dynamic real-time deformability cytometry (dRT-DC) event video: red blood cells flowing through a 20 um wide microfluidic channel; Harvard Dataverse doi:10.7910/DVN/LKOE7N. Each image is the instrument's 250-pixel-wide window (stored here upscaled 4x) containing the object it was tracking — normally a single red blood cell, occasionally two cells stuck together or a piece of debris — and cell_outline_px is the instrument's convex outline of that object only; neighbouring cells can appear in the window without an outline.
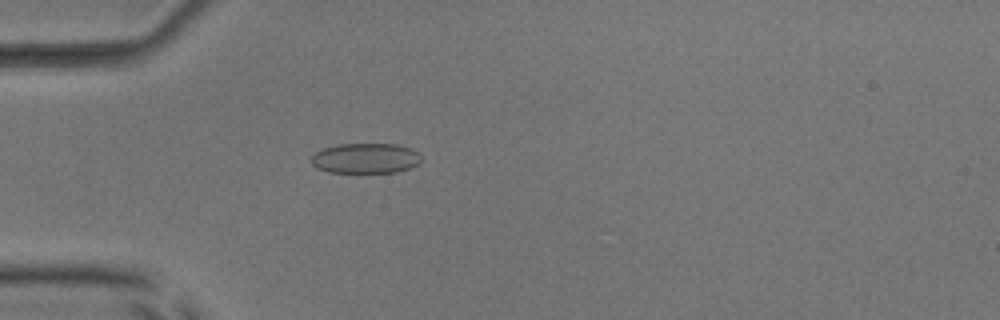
{"species": "common noctule bat (a hibernating species)", "species_latin": "Nyctalus noctula", "temperature_condition": "room temperature", "stored_images_in_passage": 19, "camera_frame_rate_fps": 3000, "um_per_image_px": 0.085, "animal": {"sex": "male", "body_mass_g": 17.9, "forearm_length_mm": 54.2}, "frame": {"image": 1, "passage_image": 5, "time_ms": 1.333, "image_size_px": [1000, 320], "cell_outline_px": [[424, 160], [420, 164], [396, 172], [328, 172], [316, 168], [312, 164], [312, 156], [316, 152], [324, 148], [336, 144], [396, 144], [412, 148], [420, 152]], "centroid_in_image_um": [31.13, 13.44], "position_along_channel_um": 53.9, "area_um2": 19.59}}
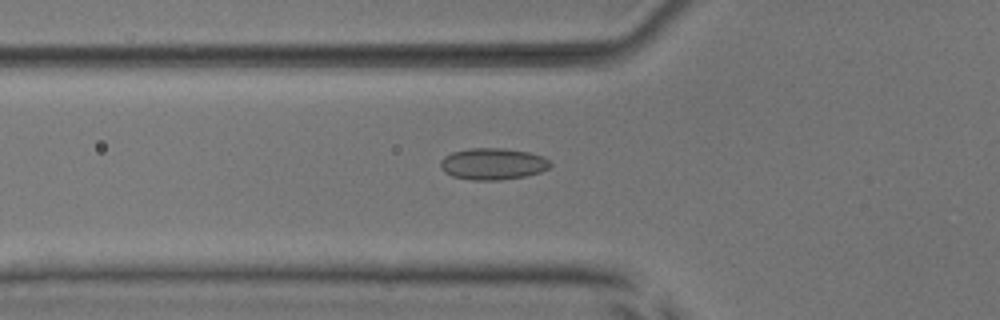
{"frame": {"image": 2, "passage_image": 8, "time_ms": 2.333, "image_size_px": [1000, 320], "cell_outline_px": [[552, 164], [548, 168], [540, 172], [524, 176], [500, 180], [472, 180], [452, 176], [444, 172], [440, 168], [440, 160], [444, 156], [452, 152], [472, 148], [504, 148], [528, 152], [544, 156]], "centroid_in_image_um": [41.87, 13.93], "position_along_channel_um": 83.9, "area_um2": 20.29}}
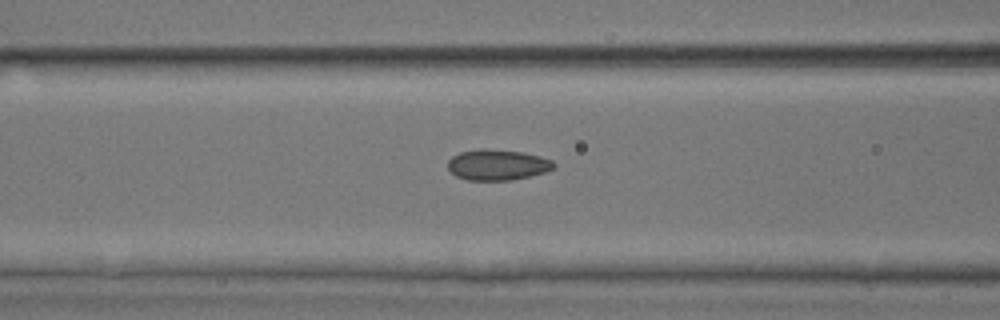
{"frame": {"image": 3, "passage_image": 11, "time_ms": 3.333, "image_size_px": [1000, 320], "cell_outline_px": [[556, 168], [544, 172], [512, 180], [468, 180], [456, 176], [448, 168], [448, 160], [452, 156], [460, 152], [480, 148], [488, 148], [524, 152], [540, 156], [552, 160], [556, 164]], "centroid_in_image_um": [42.29, 13.99], "position_along_channel_um": 124.3, "area_um2": 19.13}}